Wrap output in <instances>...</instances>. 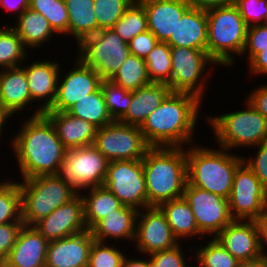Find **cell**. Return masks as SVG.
Segmentation results:
<instances>
[{
  "instance_id": "obj_1",
  "label": "cell",
  "mask_w": 267,
  "mask_h": 267,
  "mask_svg": "<svg viewBox=\"0 0 267 267\" xmlns=\"http://www.w3.org/2000/svg\"><path fill=\"white\" fill-rule=\"evenodd\" d=\"M19 131L11 146L22 178L57 174L67 149L51 121L44 114L31 116Z\"/></svg>"
},
{
  "instance_id": "obj_2",
  "label": "cell",
  "mask_w": 267,
  "mask_h": 267,
  "mask_svg": "<svg viewBox=\"0 0 267 267\" xmlns=\"http://www.w3.org/2000/svg\"><path fill=\"white\" fill-rule=\"evenodd\" d=\"M201 103L195 95L172 92L140 126L147 143L151 147L193 144Z\"/></svg>"
},
{
  "instance_id": "obj_3",
  "label": "cell",
  "mask_w": 267,
  "mask_h": 267,
  "mask_svg": "<svg viewBox=\"0 0 267 267\" xmlns=\"http://www.w3.org/2000/svg\"><path fill=\"white\" fill-rule=\"evenodd\" d=\"M184 147H151L142 159L148 207L182 197L187 183Z\"/></svg>"
},
{
  "instance_id": "obj_4",
  "label": "cell",
  "mask_w": 267,
  "mask_h": 267,
  "mask_svg": "<svg viewBox=\"0 0 267 267\" xmlns=\"http://www.w3.org/2000/svg\"><path fill=\"white\" fill-rule=\"evenodd\" d=\"M196 145L191 144L186 150L187 182L229 199L233 176L243 156L229 153L230 150L222 147L218 150Z\"/></svg>"
},
{
  "instance_id": "obj_5",
  "label": "cell",
  "mask_w": 267,
  "mask_h": 267,
  "mask_svg": "<svg viewBox=\"0 0 267 267\" xmlns=\"http://www.w3.org/2000/svg\"><path fill=\"white\" fill-rule=\"evenodd\" d=\"M208 21L207 53L219 66L235 65L234 54L241 57L248 26L232 3L206 10Z\"/></svg>"
},
{
  "instance_id": "obj_6",
  "label": "cell",
  "mask_w": 267,
  "mask_h": 267,
  "mask_svg": "<svg viewBox=\"0 0 267 267\" xmlns=\"http://www.w3.org/2000/svg\"><path fill=\"white\" fill-rule=\"evenodd\" d=\"M19 181L22 221L33 226L56 208L74 199L78 193L56 175H40Z\"/></svg>"
},
{
  "instance_id": "obj_7",
  "label": "cell",
  "mask_w": 267,
  "mask_h": 267,
  "mask_svg": "<svg viewBox=\"0 0 267 267\" xmlns=\"http://www.w3.org/2000/svg\"><path fill=\"white\" fill-rule=\"evenodd\" d=\"M245 109L208 116L218 146L231 150L233 148L257 146L267 141V118L257 112L246 100Z\"/></svg>"
},
{
  "instance_id": "obj_8",
  "label": "cell",
  "mask_w": 267,
  "mask_h": 267,
  "mask_svg": "<svg viewBox=\"0 0 267 267\" xmlns=\"http://www.w3.org/2000/svg\"><path fill=\"white\" fill-rule=\"evenodd\" d=\"M109 161L94 145L66 151L57 176L78 194L104 185ZM81 190V191H80Z\"/></svg>"
},
{
  "instance_id": "obj_9",
  "label": "cell",
  "mask_w": 267,
  "mask_h": 267,
  "mask_svg": "<svg viewBox=\"0 0 267 267\" xmlns=\"http://www.w3.org/2000/svg\"><path fill=\"white\" fill-rule=\"evenodd\" d=\"M214 64L218 66L204 50L171 47V90L195 95L203 101L211 69L205 72Z\"/></svg>"
},
{
  "instance_id": "obj_10",
  "label": "cell",
  "mask_w": 267,
  "mask_h": 267,
  "mask_svg": "<svg viewBox=\"0 0 267 267\" xmlns=\"http://www.w3.org/2000/svg\"><path fill=\"white\" fill-rule=\"evenodd\" d=\"M77 47V57L92 67L103 80H110L130 54L128 43L112 29L99 30Z\"/></svg>"
},
{
  "instance_id": "obj_11",
  "label": "cell",
  "mask_w": 267,
  "mask_h": 267,
  "mask_svg": "<svg viewBox=\"0 0 267 267\" xmlns=\"http://www.w3.org/2000/svg\"><path fill=\"white\" fill-rule=\"evenodd\" d=\"M93 145L109 162L142 160L151 148L140 126L124 124L119 120L99 128Z\"/></svg>"
},
{
  "instance_id": "obj_12",
  "label": "cell",
  "mask_w": 267,
  "mask_h": 267,
  "mask_svg": "<svg viewBox=\"0 0 267 267\" xmlns=\"http://www.w3.org/2000/svg\"><path fill=\"white\" fill-rule=\"evenodd\" d=\"M103 186L125 206L137 211L148 207L142 160L110 161Z\"/></svg>"
},
{
  "instance_id": "obj_13",
  "label": "cell",
  "mask_w": 267,
  "mask_h": 267,
  "mask_svg": "<svg viewBox=\"0 0 267 267\" xmlns=\"http://www.w3.org/2000/svg\"><path fill=\"white\" fill-rule=\"evenodd\" d=\"M228 204L234 220H256L267 211V190L244 162L235 170Z\"/></svg>"
},
{
  "instance_id": "obj_14",
  "label": "cell",
  "mask_w": 267,
  "mask_h": 267,
  "mask_svg": "<svg viewBox=\"0 0 267 267\" xmlns=\"http://www.w3.org/2000/svg\"><path fill=\"white\" fill-rule=\"evenodd\" d=\"M183 197L189 203L200 233L213 238L234 219L231 216L228 199L207 190L191 186L188 182Z\"/></svg>"
},
{
  "instance_id": "obj_15",
  "label": "cell",
  "mask_w": 267,
  "mask_h": 267,
  "mask_svg": "<svg viewBox=\"0 0 267 267\" xmlns=\"http://www.w3.org/2000/svg\"><path fill=\"white\" fill-rule=\"evenodd\" d=\"M138 211L136 220L135 251L145 256L174 248L180 242L172 234L164 213L158 206H150Z\"/></svg>"
},
{
  "instance_id": "obj_16",
  "label": "cell",
  "mask_w": 267,
  "mask_h": 267,
  "mask_svg": "<svg viewBox=\"0 0 267 267\" xmlns=\"http://www.w3.org/2000/svg\"><path fill=\"white\" fill-rule=\"evenodd\" d=\"M73 67L63 78L59 73L56 97L49 111L66 112L77 101L101 87L102 77L79 57Z\"/></svg>"
},
{
  "instance_id": "obj_17",
  "label": "cell",
  "mask_w": 267,
  "mask_h": 267,
  "mask_svg": "<svg viewBox=\"0 0 267 267\" xmlns=\"http://www.w3.org/2000/svg\"><path fill=\"white\" fill-rule=\"evenodd\" d=\"M33 227L49 242L87 230L81 194L56 208Z\"/></svg>"
},
{
  "instance_id": "obj_18",
  "label": "cell",
  "mask_w": 267,
  "mask_h": 267,
  "mask_svg": "<svg viewBox=\"0 0 267 267\" xmlns=\"http://www.w3.org/2000/svg\"><path fill=\"white\" fill-rule=\"evenodd\" d=\"M214 238L240 262L263 257L255 220H233Z\"/></svg>"
},
{
  "instance_id": "obj_19",
  "label": "cell",
  "mask_w": 267,
  "mask_h": 267,
  "mask_svg": "<svg viewBox=\"0 0 267 267\" xmlns=\"http://www.w3.org/2000/svg\"><path fill=\"white\" fill-rule=\"evenodd\" d=\"M61 64L57 61L37 60L21 67L25 70L27 77L29 92L32 98V103L35 101L39 103L37 110L32 114L33 116L42 115L52 105L56 97L57 85ZM43 99V100H42Z\"/></svg>"
},
{
  "instance_id": "obj_20",
  "label": "cell",
  "mask_w": 267,
  "mask_h": 267,
  "mask_svg": "<svg viewBox=\"0 0 267 267\" xmlns=\"http://www.w3.org/2000/svg\"><path fill=\"white\" fill-rule=\"evenodd\" d=\"M94 241L91 230L50 241L45 267H87Z\"/></svg>"
},
{
  "instance_id": "obj_21",
  "label": "cell",
  "mask_w": 267,
  "mask_h": 267,
  "mask_svg": "<svg viewBox=\"0 0 267 267\" xmlns=\"http://www.w3.org/2000/svg\"><path fill=\"white\" fill-rule=\"evenodd\" d=\"M147 14L148 30L159 42H167L178 21L191 7L185 0H138Z\"/></svg>"
},
{
  "instance_id": "obj_22",
  "label": "cell",
  "mask_w": 267,
  "mask_h": 267,
  "mask_svg": "<svg viewBox=\"0 0 267 267\" xmlns=\"http://www.w3.org/2000/svg\"><path fill=\"white\" fill-rule=\"evenodd\" d=\"M48 245L49 241L33 226L23 225L0 267H45Z\"/></svg>"
},
{
  "instance_id": "obj_23",
  "label": "cell",
  "mask_w": 267,
  "mask_h": 267,
  "mask_svg": "<svg viewBox=\"0 0 267 267\" xmlns=\"http://www.w3.org/2000/svg\"><path fill=\"white\" fill-rule=\"evenodd\" d=\"M54 125L58 138L68 149L93 145L98 128L67 112L46 110L43 113Z\"/></svg>"
},
{
  "instance_id": "obj_24",
  "label": "cell",
  "mask_w": 267,
  "mask_h": 267,
  "mask_svg": "<svg viewBox=\"0 0 267 267\" xmlns=\"http://www.w3.org/2000/svg\"><path fill=\"white\" fill-rule=\"evenodd\" d=\"M32 104L25 70L20 66L0 71V109L9 117Z\"/></svg>"
},
{
  "instance_id": "obj_25",
  "label": "cell",
  "mask_w": 267,
  "mask_h": 267,
  "mask_svg": "<svg viewBox=\"0 0 267 267\" xmlns=\"http://www.w3.org/2000/svg\"><path fill=\"white\" fill-rule=\"evenodd\" d=\"M208 21L206 10L190 7L178 21L166 42L171 47L201 49L207 52Z\"/></svg>"
},
{
  "instance_id": "obj_26",
  "label": "cell",
  "mask_w": 267,
  "mask_h": 267,
  "mask_svg": "<svg viewBox=\"0 0 267 267\" xmlns=\"http://www.w3.org/2000/svg\"><path fill=\"white\" fill-rule=\"evenodd\" d=\"M173 91L168 83H150L132 91V102L127 113L119 120L124 124L141 126L146 118Z\"/></svg>"
},
{
  "instance_id": "obj_27",
  "label": "cell",
  "mask_w": 267,
  "mask_h": 267,
  "mask_svg": "<svg viewBox=\"0 0 267 267\" xmlns=\"http://www.w3.org/2000/svg\"><path fill=\"white\" fill-rule=\"evenodd\" d=\"M137 214L138 211L135 208L123 205L100 220L91 229V233L94 239L100 242H107L108 239L115 242H118V239L134 242Z\"/></svg>"
},
{
  "instance_id": "obj_28",
  "label": "cell",
  "mask_w": 267,
  "mask_h": 267,
  "mask_svg": "<svg viewBox=\"0 0 267 267\" xmlns=\"http://www.w3.org/2000/svg\"><path fill=\"white\" fill-rule=\"evenodd\" d=\"M158 207L164 213L172 234L178 241L182 242L181 240L190 236L191 239L192 236L204 238L198 229L191 207L183 196L166 201Z\"/></svg>"
},
{
  "instance_id": "obj_29",
  "label": "cell",
  "mask_w": 267,
  "mask_h": 267,
  "mask_svg": "<svg viewBox=\"0 0 267 267\" xmlns=\"http://www.w3.org/2000/svg\"><path fill=\"white\" fill-rule=\"evenodd\" d=\"M16 20L17 24L12 28L22 39L26 48H40L44 42L51 39L52 34L53 36L54 33L56 34L48 20L30 8H27Z\"/></svg>"
},
{
  "instance_id": "obj_30",
  "label": "cell",
  "mask_w": 267,
  "mask_h": 267,
  "mask_svg": "<svg viewBox=\"0 0 267 267\" xmlns=\"http://www.w3.org/2000/svg\"><path fill=\"white\" fill-rule=\"evenodd\" d=\"M68 10V34L79 45L86 37L97 33L94 0H64Z\"/></svg>"
},
{
  "instance_id": "obj_31",
  "label": "cell",
  "mask_w": 267,
  "mask_h": 267,
  "mask_svg": "<svg viewBox=\"0 0 267 267\" xmlns=\"http://www.w3.org/2000/svg\"><path fill=\"white\" fill-rule=\"evenodd\" d=\"M81 192L84 204V219L87 230H91L106 215L123 206L122 202L104 186L86 189ZM87 195V196H86Z\"/></svg>"
},
{
  "instance_id": "obj_32",
  "label": "cell",
  "mask_w": 267,
  "mask_h": 267,
  "mask_svg": "<svg viewBox=\"0 0 267 267\" xmlns=\"http://www.w3.org/2000/svg\"><path fill=\"white\" fill-rule=\"evenodd\" d=\"M66 112L74 117L88 121L98 129L114 121L106 107L101 87L87 95V97L77 101Z\"/></svg>"
},
{
  "instance_id": "obj_33",
  "label": "cell",
  "mask_w": 267,
  "mask_h": 267,
  "mask_svg": "<svg viewBox=\"0 0 267 267\" xmlns=\"http://www.w3.org/2000/svg\"><path fill=\"white\" fill-rule=\"evenodd\" d=\"M27 51L12 26L0 28V70L20 67L28 58Z\"/></svg>"
},
{
  "instance_id": "obj_34",
  "label": "cell",
  "mask_w": 267,
  "mask_h": 267,
  "mask_svg": "<svg viewBox=\"0 0 267 267\" xmlns=\"http://www.w3.org/2000/svg\"><path fill=\"white\" fill-rule=\"evenodd\" d=\"M110 80L129 91L137 90L142 86L152 83L145 60L133 54H129Z\"/></svg>"
},
{
  "instance_id": "obj_35",
  "label": "cell",
  "mask_w": 267,
  "mask_h": 267,
  "mask_svg": "<svg viewBox=\"0 0 267 267\" xmlns=\"http://www.w3.org/2000/svg\"><path fill=\"white\" fill-rule=\"evenodd\" d=\"M111 29L126 43L147 31L148 22L144 6L138 0H134Z\"/></svg>"
},
{
  "instance_id": "obj_36",
  "label": "cell",
  "mask_w": 267,
  "mask_h": 267,
  "mask_svg": "<svg viewBox=\"0 0 267 267\" xmlns=\"http://www.w3.org/2000/svg\"><path fill=\"white\" fill-rule=\"evenodd\" d=\"M146 66L150 81L153 83H170L171 80V46L158 42L147 55Z\"/></svg>"
},
{
  "instance_id": "obj_37",
  "label": "cell",
  "mask_w": 267,
  "mask_h": 267,
  "mask_svg": "<svg viewBox=\"0 0 267 267\" xmlns=\"http://www.w3.org/2000/svg\"><path fill=\"white\" fill-rule=\"evenodd\" d=\"M29 8L43 15L58 34L68 35V10L64 0H29Z\"/></svg>"
},
{
  "instance_id": "obj_38",
  "label": "cell",
  "mask_w": 267,
  "mask_h": 267,
  "mask_svg": "<svg viewBox=\"0 0 267 267\" xmlns=\"http://www.w3.org/2000/svg\"><path fill=\"white\" fill-rule=\"evenodd\" d=\"M22 221L19 183L10 179L0 185V225Z\"/></svg>"
},
{
  "instance_id": "obj_39",
  "label": "cell",
  "mask_w": 267,
  "mask_h": 267,
  "mask_svg": "<svg viewBox=\"0 0 267 267\" xmlns=\"http://www.w3.org/2000/svg\"><path fill=\"white\" fill-rule=\"evenodd\" d=\"M196 263L199 267H237L238 261L215 238L208 239L206 245L195 249Z\"/></svg>"
},
{
  "instance_id": "obj_40",
  "label": "cell",
  "mask_w": 267,
  "mask_h": 267,
  "mask_svg": "<svg viewBox=\"0 0 267 267\" xmlns=\"http://www.w3.org/2000/svg\"><path fill=\"white\" fill-rule=\"evenodd\" d=\"M101 89L110 116L113 120H120L129 110L132 91L124 89L111 80H102Z\"/></svg>"
},
{
  "instance_id": "obj_41",
  "label": "cell",
  "mask_w": 267,
  "mask_h": 267,
  "mask_svg": "<svg viewBox=\"0 0 267 267\" xmlns=\"http://www.w3.org/2000/svg\"><path fill=\"white\" fill-rule=\"evenodd\" d=\"M134 0H94L97 32L111 29Z\"/></svg>"
},
{
  "instance_id": "obj_42",
  "label": "cell",
  "mask_w": 267,
  "mask_h": 267,
  "mask_svg": "<svg viewBox=\"0 0 267 267\" xmlns=\"http://www.w3.org/2000/svg\"><path fill=\"white\" fill-rule=\"evenodd\" d=\"M107 242L94 241L87 267H121L126 254Z\"/></svg>"
},
{
  "instance_id": "obj_43",
  "label": "cell",
  "mask_w": 267,
  "mask_h": 267,
  "mask_svg": "<svg viewBox=\"0 0 267 267\" xmlns=\"http://www.w3.org/2000/svg\"><path fill=\"white\" fill-rule=\"evenodd\" d=\"M247 26L267 23V0H233Z\"/></svg>"
},
{
  "instance_id": "obj_44",
  "label": "cell",
  "mask_w": 267,
  "mask_h": 267,
  "mask_svg": "<svg viewBox=\"0 0 267 267\" xmlns=\"http://www.w3.org/2000/svg\"><path fill=\"white\" fill-rule=\"evenodd\" d=\"M264 49H267V23L249 26L241 57L247 54V61L249 62L257 53Z\"/></svg>"
},
{
  "instance_id": "obj_45",
  "label": "cell",
  "mask_w": 267,
  "mask_h": 267,
  "mask_svg": "<svg viewBox=\"0 0 267 267\" xmlns=\"http://www.w3.org/2000/svg\"><path fill=\"white\" fill-rule=\"evenodd\" d=\"M181 245L179 243L174 248L147 255V258L150 257L151 267H193V265L186 263L187 260L185 261Z\"/></svg>"
},
{
  "instance_id": "obj_46",
  "label": "cell",
  "mask_w": 267,
  "mask_h": 267,
  "mask_svg": "<svg viewBox=\"0 0 267 267\" xmlns=\"http://www.w3.org/2000/svg\"><path fill=\"white\" fill-rule=\"evenodd\" d=\"M257 153L251 159L243 157V162L254 172L261 184L267 190V141L255 146Z\"/></svg>"
},
{
  "instance_id": "obj_47",
  "label": "cell",
  "mask_w": 267,
  "mask_h": 267,
  "mask_svg": "<svg viewBox=\"0 0 267 267\" xmlns=\"http://www.w3.org/2000/svg\"><path fill=\"white\" fill-rule=\"evenodd\" d=\"M23 225V222H10L0 225V265L14 247L18 233Z\"/></svg>"
},
{
  "instance_id": "obj_48",
  "label": "cell",
  "mask_w": 267,
  "mask_h": 267,
  "mask_svg": "<svg viewBox=\"0 0 267 267\" xmlns=\"http://www.w3.org/2000/svg\"><path fill=\"white\" fill-rule=\"evenodd\" d=\"M159 41L147 30L143 33L136 35L132 40L128 42V48L130 54H133L141 59H146L150 51L157 45Z\"/></svg>"
},
{
  "instance_id": "obj_49",
  "label": "cell",
  "mask_w": 267,
  "mask_h": 267,
  "mask_svg": "<svg viewBox=\"0 0 267 267\" xmlns=\"http://www.w3.org/2000/svg\"><path fill=\"white\" fill-rule=\"evenodd\" d=\"M248 96L246 100L257 112L267 118V84L259 85V88H255Z\"/></svg>"
},
{
  "instance_id": "obj_50",
  "label": "cell",
  "mask_w": 267,
  "mask_h": 267,
  "mask_svg": "<svg viewBox=\"0 0 267 267\" xmlns=\"http://www.w3.org/2000/svg\"><path fill=\"white\" fill-rule=\"evenodd\" d=\"M247 64L251 74L267 75V49L257 53Z\"/></svg>"
},
{
  "instance_id": "obj_51",
  "label": "cell",
  "mask_w": 267,
  "mask_h": 267,
  "mask_svg": "<svg viewBox=\"0 0 267 267\" xmlns=\"http://www.w3.org/2000/svg\"><path fill=\"white\" fill-rule=\"evenodd\" d=\"M259 231V245L263 257L267 259L265 248L267 247V211L255 220ZM266 245V247H265ZM267 250V248H266Z\"/></svg>"
},
{
  "instance_id": "obj_52",
  "label": "cell",
  "mask_w": 267,
  "mask_h": 267,
  "mask_svg": "<svg viewBox=\"0 0 267 267\" xmlns=\"http://www.w3.org/2000/svg\"><path fill=\"white\" fill-rule=\"evenodd\" d=\"M191 7L208 10L215 7H223L233 3V0H185Z\"/></svg>"
},
{
  "instance_id": "obj_53",
  "label": "cell",
  "mask_w": 267,
  "mask_h": 267,
  "mask_svg": "<svg viewBox=\"0 0 267 267\" xmlns=\"http://www.w3.org/2000/svg\"><path fill=\"white\" fill-rule=\"evenodd\" d=\"M0 6L4 7V10L8 12H14L15 18L21 15L27 8H29V0H0Z\"/></svg>"
},
{
  "instance_id": "obj_54",
  "label": "cell",
  "mask_w": 267,
  "mask_h": 267,
  "mask_svg": "<svg viewBox=\"0 0 267 267\" xmlns=\"http://www.w3.org/2000/svg\"><path fill=\"white\" fill-rule=\"evenodd\" d=\"M121 267H151V262L149 259H146V257L145 260L144 257L143 259H140L139 257L137 259H132L128 258L127 255H125Z\"/></svg>"
},
{
  "instance_id": "obj_55",
  "label": "cell",
  "mask_w": 267,
  "mask_h": 267,
  "mask_svg": "<svg viewBox=\"0 0 267 267\" xmlns=\"http://www.w3.org/2000/svg\"><path fill=\"white\" fill-rule=\"evenodd\" d=\"M237 267H267V259L262 257L253 261L239 262Z\"/></svg>"
},
{
  "instance_id": "obj_56",
  "label": "cell",
  "mask_w": 267,
  "mask_h": 267,
  "mask_svg": "<svg viewBox=\"0 0 267 267\" xmlns=\"http://www.w3.org/2000/svg\"><path fill=\"white\" fill-rule=\"evenodd\" d=\"M7 120H10L9 116L3 110L0 109V141L2 140L1 136L3 134L2 128L6 125V123H8Z\"/></svg>"
},
{
  "instance_id": "obj_57",
  "label": "cell",
  "mask_w": 267,
  "mask_h": 267,
  "mask_svg": "<svg viewBox=\"0 0 267 267\" xmlns=\"http://www.w3.org/2000/svg\"><path fill=\"white\" fill-rule=\"evenodd\" d=\"M2 181H3V182H0V185L6 182V181H5V179H4V180H2Z\"/></svg>"
}]
</instances>
